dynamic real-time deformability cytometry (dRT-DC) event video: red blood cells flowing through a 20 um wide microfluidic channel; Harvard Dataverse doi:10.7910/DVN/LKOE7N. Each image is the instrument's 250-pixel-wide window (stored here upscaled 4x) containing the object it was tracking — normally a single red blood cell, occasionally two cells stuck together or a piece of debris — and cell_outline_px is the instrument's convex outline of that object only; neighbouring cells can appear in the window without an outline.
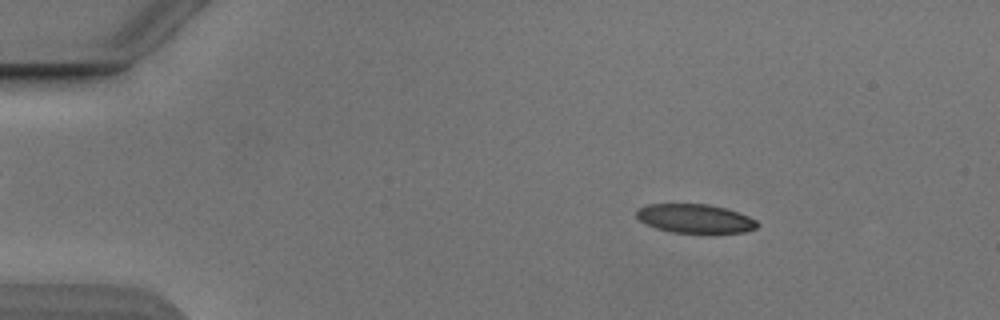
{"species": "Egyptian fruit bat (a non-hibernating species)", "species_latin": "Rousettus aegyptiacus", "temperature_condition": "cold", "stored_images_in_passage": 53, "camera_frame_rate_fps": 3000, "um_per_image_px": 0.085, "animal": {"sex": "male"}, "frame": {"image": 1, "passage_image": 8, "time_ms": 2.333, "image_size_px": [1000, 320], "cell_outline_px": [[760, 224], [756, 228], [744, 232], [712, 236], [708, 236], [672, 232], [656, 228], [640, 220], [636, 216], [636, 212], [640, 208], [648, 204], [708, 204], [724, 208], [748, 216], [756, 220]], "centroid_in_image_um": [59.14, 18.64], "position_along_channel_um": 25.9, "area_um2": 21.04}}
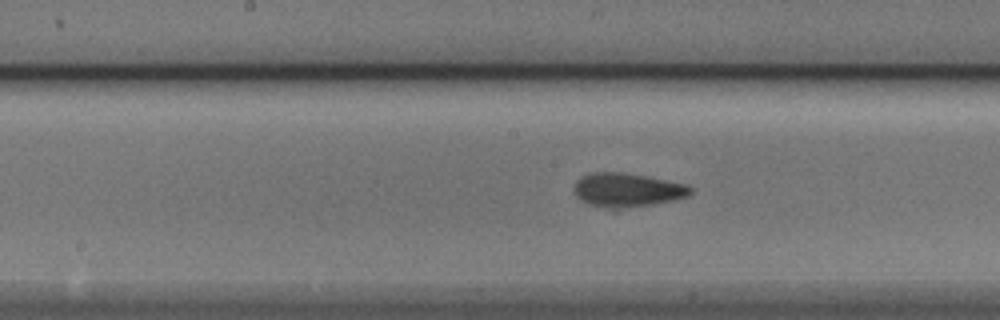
{"frame": {"image": 2, "passage_image": 27, "time_ms": 8.667, "image_size_px": [1000, 320], "cell_outline_px": [[692, 192], [688, 196], [672, 200], [652, 204], [612, 208], [604, 208], [588, 204], [580, 200], [576, 196], [572, 188], [576, 180], [580, 176], [592, 172], [620, 172], [644, 176], [684, 184], [692, 188]], "centroid_in_image_um": [53.22, 16.14], "position_along_channel_um": 195.0, "area_um2": 22.72}}
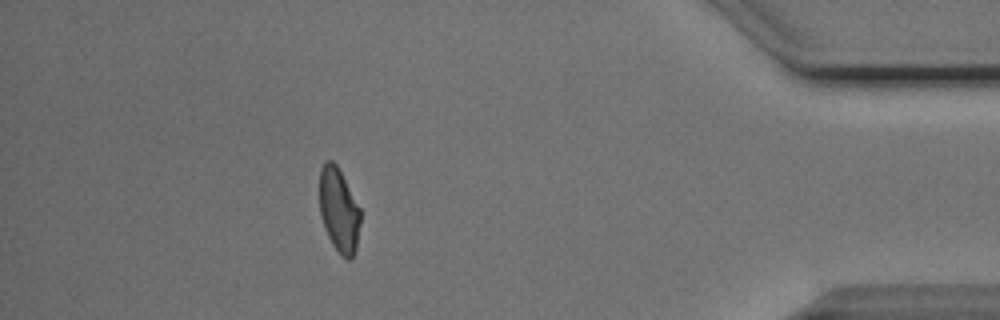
{"frame": {"image": 3, "passage_image": 47, "time_ms": 15.333, "image_size_px": [1000, 320], "cell_outline_px": [[360, 224], [356, 252], [352, 260], [348, 260], [332, 244], [324, 228], [320, 216], [320, 168], [324, 160], [332, 160], [336, 164], [360, 208]], "centroid_in_image_um": [28.8, 17.87], "position_along_channel_um": 406.4, "area_um2": 20.06}, "authors_computed_cell_mechanics": {"area_um2": 21.2704, "velocity_mm_per_s": 3.8735, "shape_relaxation_time_tau1_ms": 4.6671, "shape_relaxation_time_tau2_ms": 2.0065, "deformation_change_tau1": 0.1445, "deformation_change_tau2": 0.0816}}